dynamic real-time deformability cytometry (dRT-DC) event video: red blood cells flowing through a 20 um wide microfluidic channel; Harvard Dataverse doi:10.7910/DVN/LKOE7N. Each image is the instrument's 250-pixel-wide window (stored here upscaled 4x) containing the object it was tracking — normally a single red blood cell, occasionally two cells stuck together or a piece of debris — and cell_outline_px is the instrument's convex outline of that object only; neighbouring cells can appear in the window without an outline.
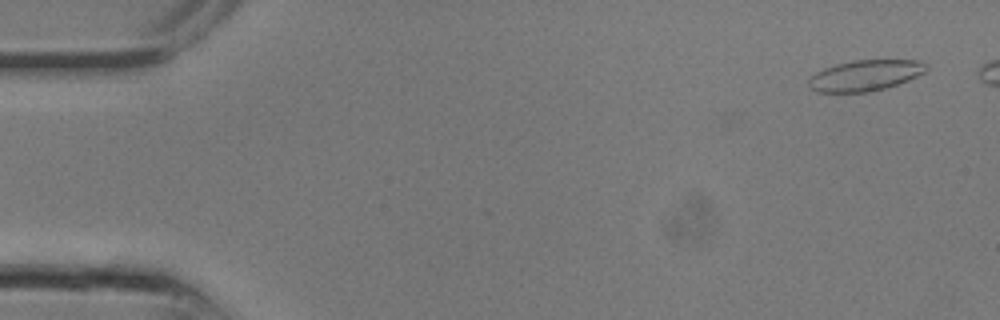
{"species": "common noctule bat (a hibernating species)", "species_latin": "Nyctalus noctula", "temperature_condition": "room temperature", "stored_images_in_passage": 14, "camera_frame_rate_fps": 3000, "um_per_image_px": 0.085, "animal": {"sex": "male", "body_mass_g": 13.3}, "frame": {"image": 1, "passage_image": 1, "time_ms": 0.0, "image_size_px": [1000, 320], "cell_outline_px": [[928, 64], [924, 72], [908, 80], [884, 88], [868, 92], [816, 92], [808, 88], [808, 80], [816, 72], [824, 68], [836, 64], [852, 60], [916, 60]], "centroid_in_image_um": [73.49, 6.41], "position_along_channel_um": 11.5, "area_um2": 21.04}}
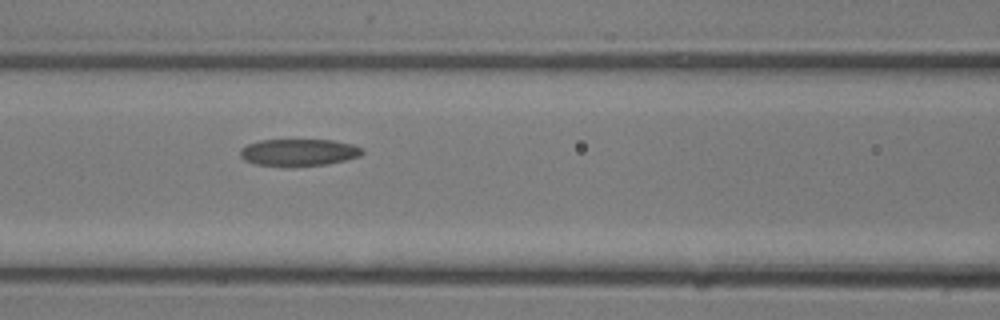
{"frame": {"image": 2, "passage_image": 11, "time_ms": 3.333, "image_size_px": [1000, 320], "cell_outline_px": [[364, 152], [360, 156], [344, 160], [324, 164], [256, 164], [244, 160], [240, 156], [240, 148], [248, 144], [260, 140], [332, 140], [352, 144], [360, 148]], "centroid_in_image_um": [25.38, 12.91], "position_along_channel_um": 141.2, "area_um2": 18.44}}
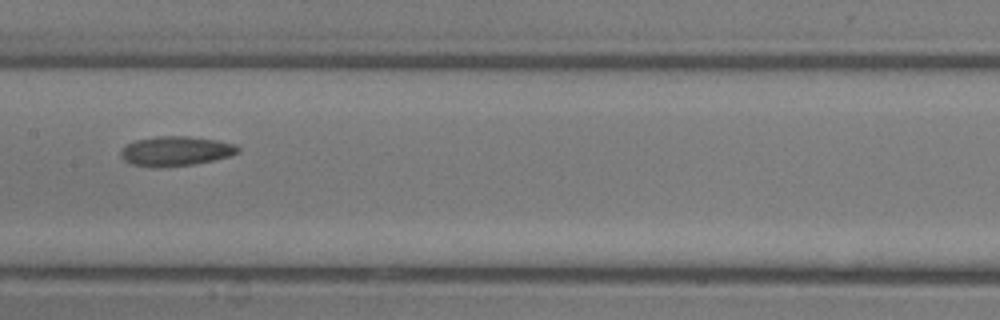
{"frame": {"image": 3, "passage_image": 13, "time_ms": 4.0, "image_size_px": [1000, 320], "cell_outline_px": [[240, 152], [228, 156], [212, 160], [192, 164], [160, 168], [148, 168], [132, 164], [124, 160], [120, 156], [120, 152], [128, 144], [136, 140], [156, 136], [188, 136], [216, 140], [236, 144], [240, 148]], "centroid_in_image_um": [14.92, 12.85], "position_along_channel_um": 192.5, "area_um2": 20.29}}